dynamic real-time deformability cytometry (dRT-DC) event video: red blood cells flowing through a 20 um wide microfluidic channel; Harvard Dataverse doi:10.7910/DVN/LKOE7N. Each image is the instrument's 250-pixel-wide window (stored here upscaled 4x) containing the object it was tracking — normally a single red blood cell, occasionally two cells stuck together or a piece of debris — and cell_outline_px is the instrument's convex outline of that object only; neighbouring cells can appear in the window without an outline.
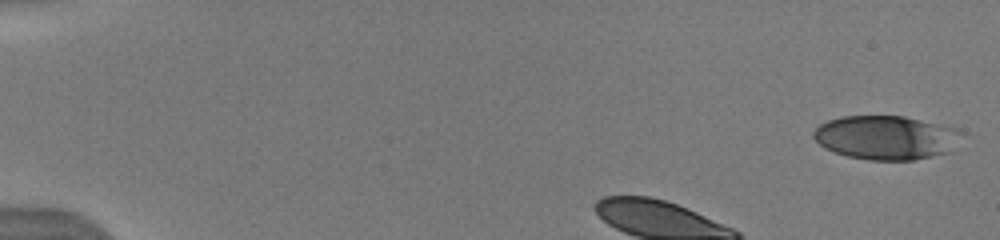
{"species": "human", "species_latin": "Homo sapiens", "temperature_condition": "warm", "stored_images_in_passage": 38, "camera_frame_rate_fps": 3000, "um_per_image_px": 0.085, "donor": {"sex": "male"}, "frame": {"image": 1, "passage_image": 1, "time_ms": 0.0, "image_size_px": [1000, 240], "cell_outline_px": [[964, 132], [948, 152], [932, 156], [912, 160], [868, 160], [848, 156], [824, 148], [812, 136], [812, 132], [820, 124], [828, 120], [840, 116], [904, 116], [956, 128]], "centroid_in_image_um": [75.28, 11.68], "position_along_channel_um": 9.7, "area_um2": 37.74}}
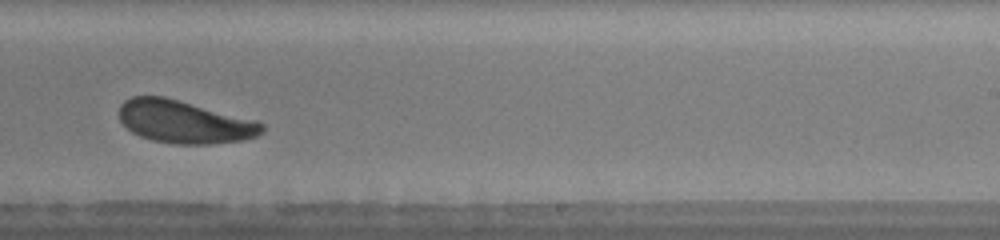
{"frame": {"image": 2, "passage_image": 22, "time_ms": 8.333, "image_size_px": [1000, 240], "cell_outline_px": [[264, 132], [256, 136], [244, 140], [212, 144], [172, 144], [152, 140], [140, 136], [132, 132], [120, 120], [120, 104], [124, 100], [132, 96], [164, 96], [256, 120], [264, 124]], "centroid_in_image_um": [15.68, 10.36], "position_along_channel_um": 273.3, "area_um2": 35.66}}
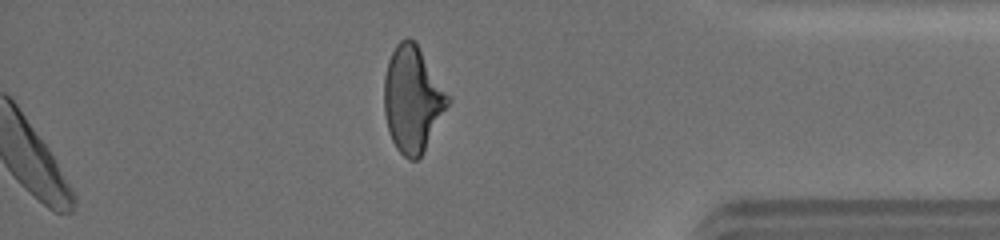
{"frame": {"image": 3, "passage_image": 38, "time_ms": 14.333, "image_size_px": [1000, 240], "cell_outline_px": [[452, 100], [424, 152], [416, 160], [408, 160], [396, 148], [392, 140], [388, 128], [384, 112], [384, 76], [388, 60], [396, 44], [400, 40], [408, 36], [416, 44]], "centroid_in_image_um": [35.06, 8.46], "position_along_channel_um": 400.1, "area_um2": 39.19}, "authors_computed_cell_mechanics": {"area_um2": 36.125, "velocity_mm_per_s": 4.0216, "shape_relaxation_time_tau1_ms": 2.0119, "shape_relaxation_time_tau2_ms": 5.5444, "deformation_change_tau1": 0.1054, "deformation_change_tau2": 0.1127}}